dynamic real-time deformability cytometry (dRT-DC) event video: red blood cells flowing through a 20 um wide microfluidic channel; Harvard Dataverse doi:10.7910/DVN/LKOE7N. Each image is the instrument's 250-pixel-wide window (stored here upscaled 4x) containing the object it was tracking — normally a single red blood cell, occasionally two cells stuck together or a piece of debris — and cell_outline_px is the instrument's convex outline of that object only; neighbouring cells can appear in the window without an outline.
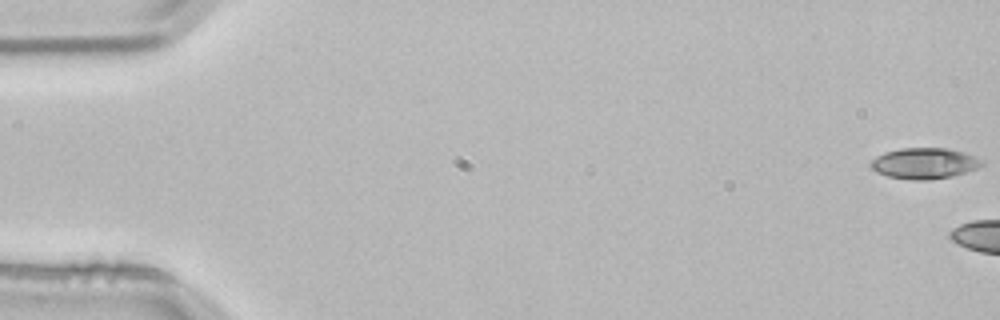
{"species": "common noctule bat (a hibernating species)", "species_latin": "Nyctalus noctula", "temperature_condition": "room temperature", "stored_images_in_passage": 5, "camera_frame_rate_fps": 3000, "um_per_image_px": 0.085, "animal": {"sex": "male", "body_mass_g": 21.5, "forearm_length_mm": 52.0}, "frame": {"image": 1, "passage_image": 1, "time_ms": 0.0, "image_size_px": [1000, 320], "cell_outline_px": [[984, 164], [976, 168], [964, 172], [948, 176], [928, 180], [912, 180], [888, 176], [876, 172], [872, 168], [872, 160], [876, 156], [884, 152], [900, 148], [948, 148], [984, 160]], "centroid_in_image_um": [78.54, 13.87], "position_along_channel_um": 6.5, "area_um2": 19.65}}